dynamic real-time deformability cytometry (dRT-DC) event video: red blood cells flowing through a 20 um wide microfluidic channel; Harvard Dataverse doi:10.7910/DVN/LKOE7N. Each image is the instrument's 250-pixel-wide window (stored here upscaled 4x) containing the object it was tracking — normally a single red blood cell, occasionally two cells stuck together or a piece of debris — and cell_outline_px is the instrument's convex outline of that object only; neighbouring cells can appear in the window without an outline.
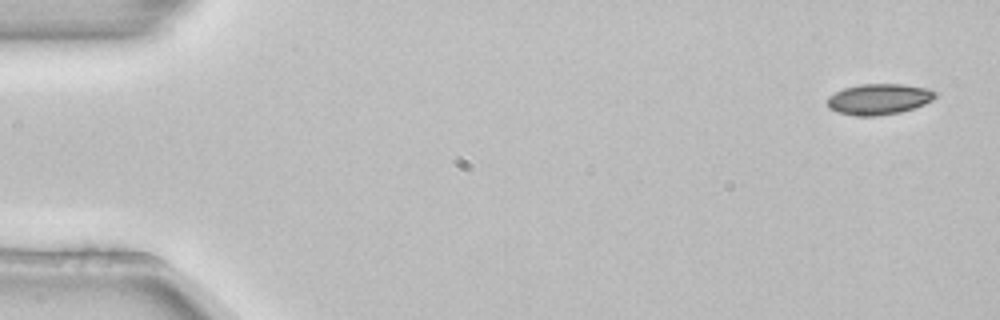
{"species": "common noctule bat (a hibernating species)", "species_latin": "Nyctalus noctula", "temperature_condition": "room temperature", "stored_images_in_passage": 5, "camera_frame_rate_fps": 3000, "um_per_image_px": 0.085, "animal": {"sex": "female", "body_mass_g": 22.7, "forearm_length_mm": 54.2}, "frame": {"image": 1, "passage_image": 1, "time_ms": 0.0, "image_size_px": [1000, 320], "cell_outline_px": [[936, 96], [932, 100], [924, 104], [900, 112], [876, 116], [852, 116], [836, 112], [828, 108], [828, 96], [844, 88], [860, 84], [904, 84], [928, 88], [936, 92]], "centroid_in_image_um": [74.69, 8.43], "position_along_channel_um": 10.3, "area_um2": 19.48}}
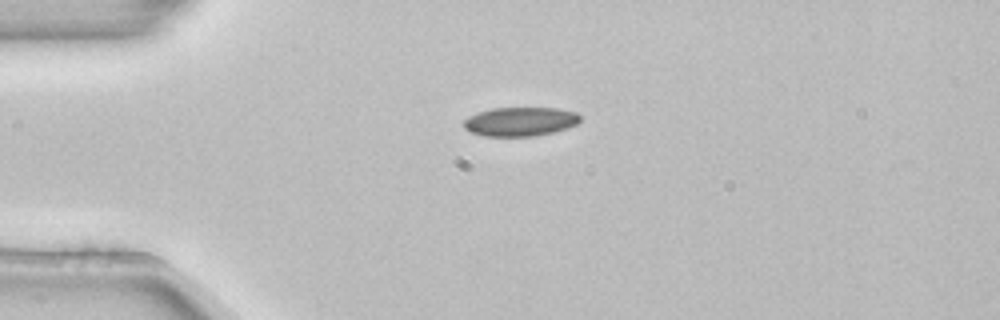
{"frame": {"image": 2, "passage_image": 3, "time_ms": 0.667, "image_size_px": [1000, 320], "cell_outline_px": [[580, 120], [576, 124], [568, 128], [536, 136], [484, 136], [468, 132], [464, 128], [464, 120], [468, 116], [476, 112], [492, 108], [556, 108], [576, 112], [580, 116]], "centroid_in_image_um": [44.18, 10.33], "position_along_channel_um": 40.8, "area_um2": 19.83}}